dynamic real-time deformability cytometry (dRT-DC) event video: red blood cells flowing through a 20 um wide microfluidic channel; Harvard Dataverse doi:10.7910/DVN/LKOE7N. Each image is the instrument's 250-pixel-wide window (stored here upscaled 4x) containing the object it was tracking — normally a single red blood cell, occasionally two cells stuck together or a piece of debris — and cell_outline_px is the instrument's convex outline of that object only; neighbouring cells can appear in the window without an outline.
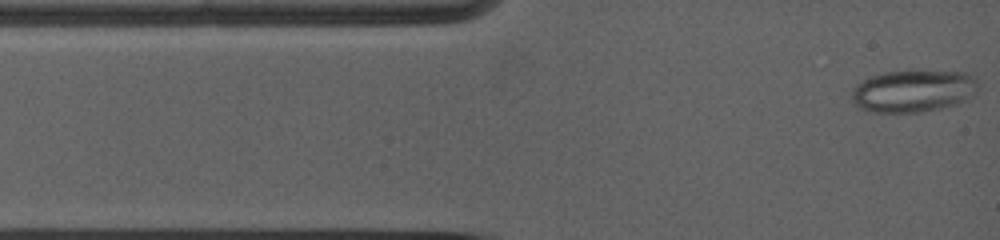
{"species": "common noctule bat (a hibernating species)", "species_latin": "Nyctalus noctula", "temperature_condition": "warm", "stored_images_in_passage": 15, "camera_frame_rate_fps": 5000, "um_per_image_px": 0.085, "animal": {"sex": "female", "body_mass_g": 19.0, "forearm_length_mm": 53.3}, "frame": {"image": 1, "passage_image": 1, "time_ms": 0.0, "image_size_px": [1000, 240], "cell_outline_px": [[976, 84], [972, 96], [956, 104], [940, 108], [916, 112], [872, 112], [856, 108], [852, 100], [852, 92], [856, 84], [872, 76], [884, 72], [912, 68], [968, 72], [976, 76]], "centroid_in_image_um": [77.61, 7.68], "position_along_channel_um": 7.4, "area_um2": 31.85}}